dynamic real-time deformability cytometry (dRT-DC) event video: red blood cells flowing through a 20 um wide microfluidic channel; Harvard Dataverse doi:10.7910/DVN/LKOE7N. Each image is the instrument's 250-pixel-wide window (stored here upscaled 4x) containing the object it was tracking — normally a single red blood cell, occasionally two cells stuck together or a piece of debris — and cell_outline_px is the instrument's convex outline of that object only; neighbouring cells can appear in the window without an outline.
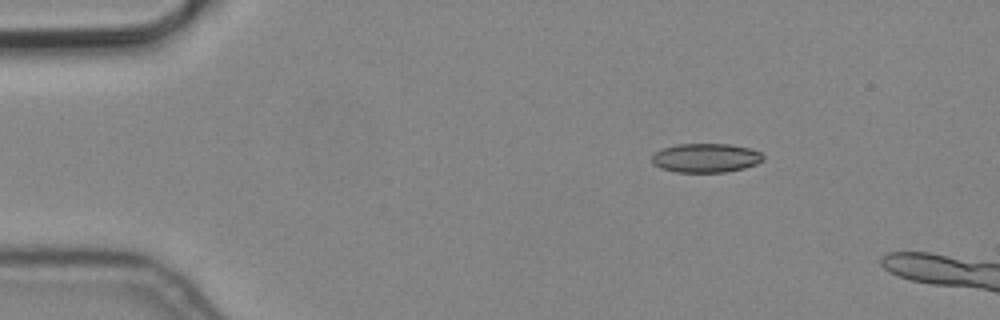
{"species": "common noctule bat (a hibernating species)", "species_latin": "Nyctalus noctula", "temperature_condition": "cold", "stored_images_in_passage": 3, "camera_frame_rate_fps": 3000, "um_per_image_px": 0.085, "animal": {"sex": "male", "body_mass_g": 19.2, "forearm_length_mm": 51.8}, "frame": {"image": 1, "passage_image": 2, "time_ms": 0.333, "image_size_px": [1000, 320], "cell_outline_px": [[764, 160], [756, 164], [744, 168], [724, 172], [676, 172], [660, 168], [652, 164], [652, 156], [656, 152], [664, 148], [680, 144], [728, 144], [748, 148], [760, 152], [764, 156]], "centroid_in_image_um": [59.99, 13.43], "position_along_channel_um": 25.0, "area_um2": 18.73}}